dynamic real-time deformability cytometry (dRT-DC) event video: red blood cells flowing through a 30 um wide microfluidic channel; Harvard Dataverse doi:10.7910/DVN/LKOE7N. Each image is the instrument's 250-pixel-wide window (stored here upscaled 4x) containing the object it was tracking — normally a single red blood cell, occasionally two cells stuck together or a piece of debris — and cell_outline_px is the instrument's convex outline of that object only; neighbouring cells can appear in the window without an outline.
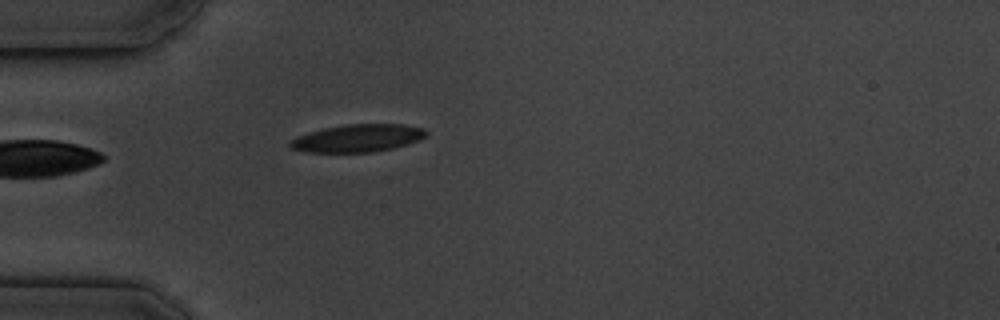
{"species": "common noctule bat (a hibernating species)", "species_latin": "Nyctalus noctula", "temperature_condition": "cold", "stored_images_in_passage": 5, "camera_frame_rate_fps": 3000, "um_per_image_px": 0.085, "animal": {"sex": "male", "body_mass_g": 19.5, "forearm_length_mm": 54.6}, "frame": {"image": 1, "passage_image": 5, "time_ms": 4.333, "image_size_px": [1000, 320], "cell_outline_px": [[428, 132], [420, 140], [408, 144], [392, 148], [372, 152], [304, 152], [288, 148], [288, 140], [296, 136], [308, 132], [324, 128], [344, 124], [404, 124], [424, 128]], "centroid_in_image_um": [30.35, 11.74], "position_along_channel_um": 54.7, "area_um2": 22.2}}